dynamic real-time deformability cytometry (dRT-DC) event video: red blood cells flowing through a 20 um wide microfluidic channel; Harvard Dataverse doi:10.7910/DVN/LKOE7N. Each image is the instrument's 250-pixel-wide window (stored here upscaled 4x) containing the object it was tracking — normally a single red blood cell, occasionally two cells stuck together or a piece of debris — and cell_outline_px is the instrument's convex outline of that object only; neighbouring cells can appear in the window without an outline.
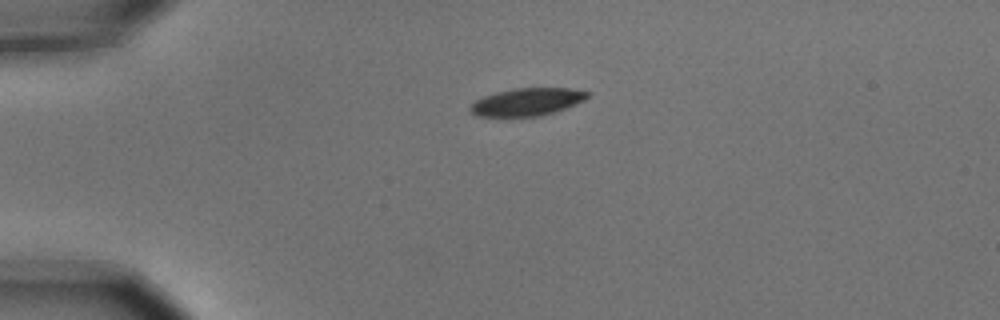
{"species": "common noctule bat (a hibernating species)", "species_latin": "Nyctalus noctula", "temperature_condition": "cold", "stored_images_in_passage": 4, "camera_frame_rate_fps": 3000, "um_per_image_px": 0.085, "animal": {"sex": "male", "body_mass_g": 15.6}, "frame": {"image": 1, "passage_image": 1, "time_ms": 0.0, "image_size_px": [1000, 320], "cell_outline_px": [[588, 96], [584, 100], [576, 104], [540, 116], [476, 116], [468, 108], [476, 100], [484, 96], [496, 92], [516, 88], [568, 88], [588, 92]], "centroid_in_image_um": [44.77, 8.66], "position_along_channel_um": 40.2, "area_um2": 18.55}}
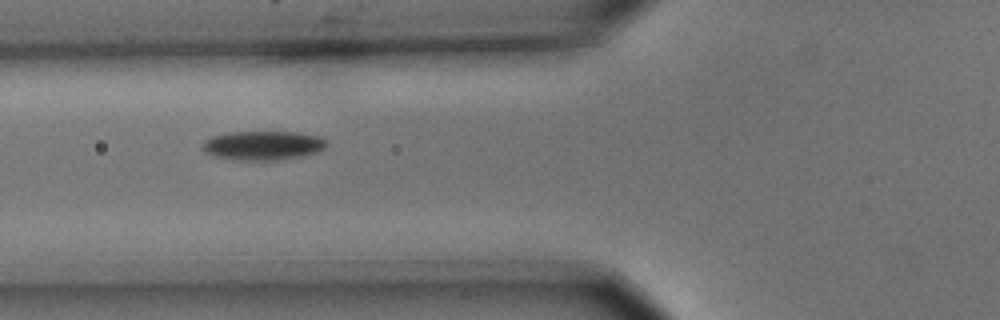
{"frame": {"image": 2, "passage_image": 3, "time_ms": 0.667, "image_size_px": [1000, 320], "cell_outline_px": [[328, 144], [320, 152], [304, 156], [284, 160], [232, 160], [212, 156], [204, 152], [200, 144], [204, 140], [212, 136], [228, 132], [296, 132], [320, 136], [328, 140]], "centroid_in_image_um": [22.36, 12.37], "position_along_channel_um": 103.4, "area_um2": 21.68}}
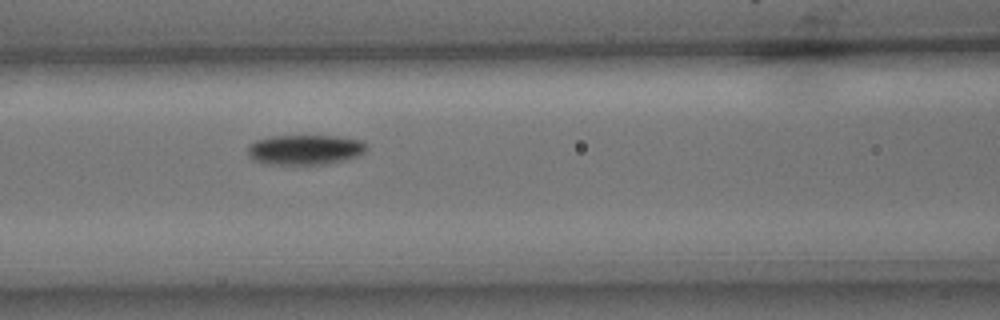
{"frame": {"image": 3, "passage_image": 4, "time_ms": 1.0, "image_size_px": [1000, 320], "cell_outline_px": [[368, 148], [364, 152], [348, 160], [324, 164], [268, 164], [252, 160], [248, 156], [248, 144], [256, 140], [272, 136], [336, 136], [360, 140]], "centroid_in_image_um": [25.9, 12.73], "position_along_channel_um": 140.7, "area_um2": 20.81}}